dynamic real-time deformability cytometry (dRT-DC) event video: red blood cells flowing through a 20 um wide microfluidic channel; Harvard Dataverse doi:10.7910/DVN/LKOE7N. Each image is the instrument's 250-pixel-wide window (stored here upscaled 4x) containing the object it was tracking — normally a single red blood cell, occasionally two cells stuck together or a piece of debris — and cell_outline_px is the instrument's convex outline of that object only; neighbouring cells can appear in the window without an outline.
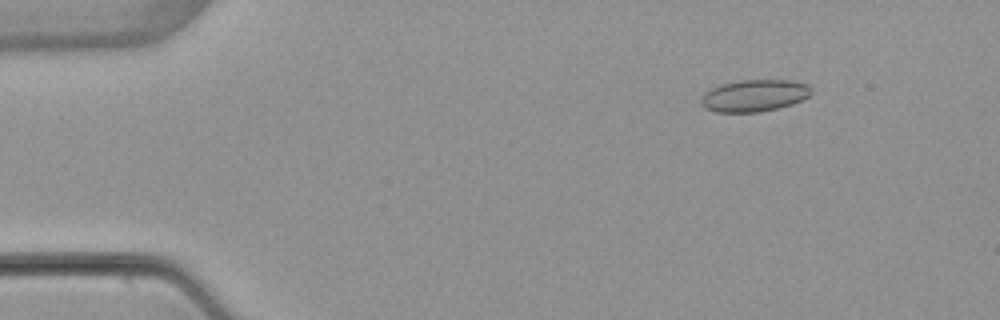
{"species": "common noctule bat (a hibernating species)", "species_latin": "Nyctalus noctula", "temperature_condition": "warm", "stored_images_in_passage": 4, "camera_frame_rate_fps": 3000, "um_per_image_px": 0.085, "animal": {"sex": "female", "body_mass_g": 22.7, "forearm_length_mm": 54.2}, "frame": {"image": 1, "passage_image": 2, "time_ms": 1.333, "image_size_px": [1000, 320], "cell_outline_px": [[812, 92], [808, 96], [792, 104], [760, 112], [716, 112], [704, 108], [700, 104], [700, 100], [704, 92], [720, 84], [740, 80], [792, 80], [808, 84], [812, 88]], "centroid_in_image_um": [64.09, 8.12], "position_along_channel_um": 20.9, "area_um2": 20.63}}